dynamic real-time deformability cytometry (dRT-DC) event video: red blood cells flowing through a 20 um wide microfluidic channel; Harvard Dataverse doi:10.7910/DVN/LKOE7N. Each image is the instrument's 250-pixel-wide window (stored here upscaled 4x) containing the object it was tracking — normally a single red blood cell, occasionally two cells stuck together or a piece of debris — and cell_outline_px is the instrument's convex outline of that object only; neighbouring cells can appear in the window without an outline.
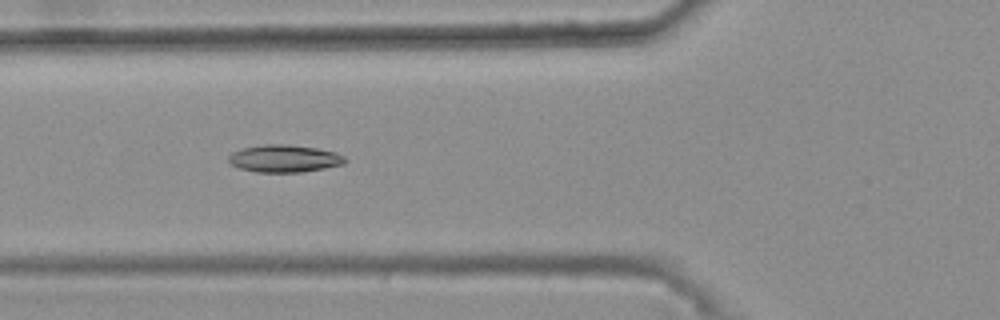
{"species": "common noctule bat (a hibernating species)", "species_latin": "Nyctalus noctula", "temperature_condition": "warm", "stored_images_in_passage": 45, "camera_frame_rate_fps": 3000, "um_per_image_px": 0.085, "animal": {"sex": "female", "body_mass_g": 25.1}, "frame": {"image": 1, "passage_image": 17, "time_ms": 5.333, "image_size_px": [1000, 320], "cell_outline_px": [[348, 160], [344, 164], [324, 168], [300, 172], [256, 172], [240, 168], [232, 164], [228, 160], [228, 156], [232, 152], [244, 148], [264, 144], [288, 144], [316, 148], [336, 152], [344, 156]], "centroid_in_image_um": [24.19, 13.47], "position_along_channel_um": 101.6, "area_um2": 18.55}}
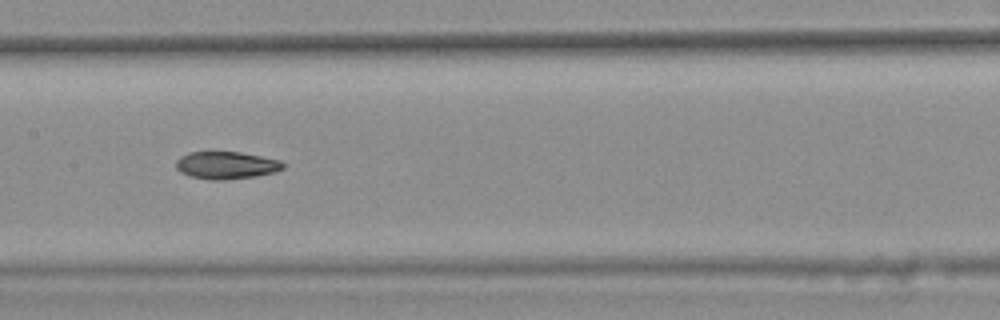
{"frame": {"image": 2, "passage_image": 24, "time_ms": 7.667, "image_size_px": [1000, 320], "cell_outline_px": [[284, 168], [272, 172], [256, 176], [224, 180], [212, 180], [188, 176], [180, 172], [176, 168], [176, 160], [180, 156], [188, 152], [208, 148], [240, 152], [280, 160], [284, 164]], "centroid_in_image_um": [19.14, 13.99], "position_along_channel_um": 188.3, "area_um2": 17.86}}
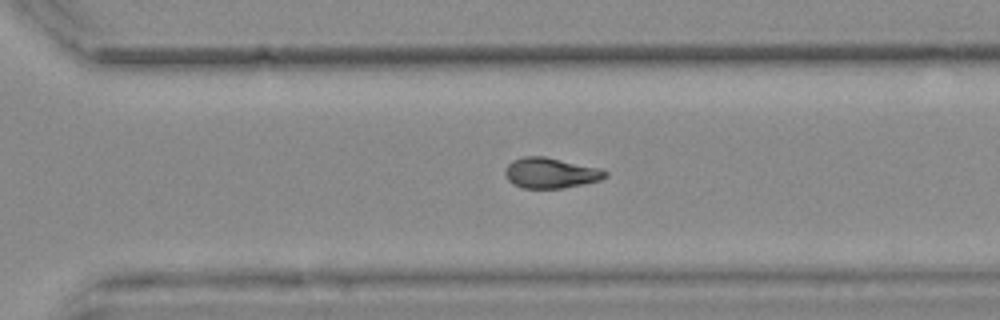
{"frame": {"image": 3, "passage_image": 35, "time_ms": 11.333, "image_size_px": [1000, 320], "cell_outline_px": [[608, 176], [600, 180], [584, 184], [564, 188], [524, 188], [512, 184], [508, 180], [504, 172], [504, 168], [512, 160], [524, 156], [544, 156], [600, 168], [608, 172]], "centroid_in_image_um": [46.79, 14.7], "position_along_channel_um": 323.8, "area_um2": 17.92}, "authors_computed_cell_mechanics": {"area_um2": 17.7446, "velocity_mm_per_s": 3.7057, "shape_relaxation_time_tau1_ms": null, "shape_relaxation_time_tau2_ms": 4.4137, "deformation_change_tau1": null, "deformation_change_tau2": 0.0945}}